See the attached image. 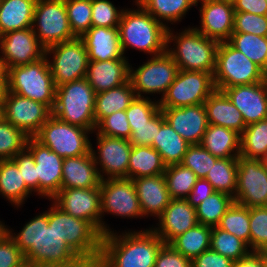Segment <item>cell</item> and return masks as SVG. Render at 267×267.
Segmentation results:
<instances>
[{"instance_id": "6125c7cd", "label": "cell", "mask_w": 267, "mask_h": 267, "mask_svg": "<svg viewBox=\"0 0 267 267\" xmlns=\"http://www.w3.org/2000/svg\"><path fill=\"white\" fill-rule=\"evenodd\" d=\"M233 267H263L262 257L257 251H251L247 256L235 261Z\"/></svg>"}, {"instance_id": "74e56055", "label": "cell", "mask_w": 267, "mask_h": 267, "mask_svg": "<svg viewBox=\"0 0 267 267\" xmlns=\"http://www.w3.org/2000/svg\"><path fill=\"white\" fill-rule=\"evenodd\" d=\"M267 153V118L247 125L240 134V156L261 160Z\"/></svg>"}, {"instance_id": "30bf717a", "label": "cell", "mask_w": 267, "mask_h": 267, "mask_svg": "<svg viewBox=\"0 0 267 267\" xmlns=\"http://www.w3.org/2000/svg\"><path fill=\"white\" fill-rule=\"evenodd\" d=\"M216 90L213 74L202 71H178L175 80L159 101L160 108H179L204 103Z\"/></svg>"}, {"instance_id": "9c48e42d", "label": "cell", "mask_w": 267, "mask_h": 267, "mask_svg": "<svg viewBox=\"0 0 267 267\" xmlns=\"http://www.w3.org/2000/svg\"><path fill=\"white\" fill-rule=\"evenodd\" d=\"M90 130L60 121L53 115L34 138L62 158L76 157L91 151ZM88 134V135H87Z\"/></svg>"}, {"instance_id": "7bdbcfd3", "label": "cell", "mask_w": 267, "mask_h": 267, "mask_svg": "<svg viewBox=\"0 0 267 267\" xmlns=\"http://www.w3.org/2000/svg\"><path fill=\"white\" fill-rule=\"evenodd\" d=\"M218 228L230 232L243 240L250 248L249 208L236 202L227 209L222 216Z\"/></svg>"}, {"instance_id": "ee69618b", "label": "cell", "mask_w": 267, "mask_h": 267, "mask_svg": "<svg viewBox=\"0 0 267 267\" xmlns=\"http://www.w3.org/2000/svg\"><path fill=\"white\" fill-rule=\"evenodd\" d=\"M210 248L234 262L251 252L248 249L249 246L243 240L217 226L212 227Z\"/></svg>"}, {"instance_id": "8992f818", "label": "cell", "mask_w": 267, "mask_h": 267, "mask_svg": "<svg viewBox=\"0 0 267 267\" xmlns=\"http://www.w3.org/2000/svg\"><path fill=\"white\" fill-rule=\"evenodd\" d=\"M95 90L86 78L56 87L52 115L71 125L95 131Z\"/></svg>"}, {"instance_id": "ac0fdd59", "label": "cell", "mask_w": 267, "mask_h": 267, "mask_svg": "<svg viewBox=\"0 0 267 267\" xmlns=\"http://www.w3.org/2000/svg\"><path fill=\"white\" fill-rule=\"evenodd\" d=\"M101 215L105 212L121 218L144 217L132 179H102L100 184Z\"/></svg>"}, {"instance_id": "d590c367", "label": "cell", "mask_w": 267, "mask_h": 267, "mask_svg": "<svg viewBox=\"0 0 267 267\" xmlns=\"http://www.w3.org/2000/svg\"><path fill=\"white\" fill-rule=\"evenodd\" d=\"M212 227L197 224L174 238L169 245L191 261L202 252L210 249Z\"/></svg>"}, {"instance_id": "7402d4cb", "label": "cell", "mask_w": 267, "mask_h": 267, "mask_svg": "<svg viewBox=\"0 0 267 267\" xmlns=\"http://www.w3.org/2000/svg\"><path fill=\"white\" fill-rule=\"evenodd\" d=\"M241 112L245 125L267 118V79L255 84L221 89Z\"/></svg>"}, {"instance_id": "94428289", "label": "cell", "mask_w": 267, "mask_h": 267, "mask_svg": "<svg viewBox=\"0 0 267 267\" xmlns=\"http://www.w3.org/2000/svg\"><path fill=\"white\" fill-rule=\"evenodd\" d=\"M235 12H248L256 15H267L266 0H232Z\"/></svg>"}, {"instance_id": "7c38bea8", "label": "cell", "mask_w": 267, "mask_h": 267, "mask_svg": "<svg viewBox=\"0 0 267 267\" xmlns=\"http://www.w3.org/2000/svg\"><path fill=\"white\" fill-rule=\"evenodd\" d=\"M51 54L53 59L48 57ZM45 55L56 87L85 78L89 56L81 38L52 45L45 49Z\"/></svg>"}, {"instance_id": "836d02e7", "label": "cell", "mask_w": 267, "mask_h": 267, "mask_svg": "<svg viewBox=\"0 0 267 267\" xmlns=\"http://www.w3.org/2000/svg\"><path fill=\"white\" fill-rule=\"evenodd\" d=\"M189 146L166 120L161 124L160 130H157L152 143L166 166L180 164Z\"/></svg>"}, {"instance_id": "bcb514c9", "label": "cell", "mask_w": 267, "mask_h": 267, "mask_svg": "<svg viewBox=\"0 0 267 267\" xmlns=\"http://www.w3.org/2000/svg\"><path fill=\"white\" fill-rule=\"evenodd\" d=\"M65 5L71 31L81 38L92 26L91 0H65Z\"/></svg>"}, {"instance_id": "be15d7a7", "label": "cell", "mask_w": 267, "mask_h": 267, "mask_svg": "<svg viewBox=\"0 0 267 267\" xmlns=\"http://www.w3.org/2000/svg\"><path fill=\"white\" fill-rule=\"evenodd\" d=\"M7 90L6 79H0V99H3Z\"/></svg>"}, {"instance_id": "a7ac6f4b", "label": "cell", "mask_w": 267, "mask_h": 267, "mask_svg": "<svg viewBox=\"0 0 267 267\" xmlns=\"http://www.w3.org/2000/svg\"><path fill=\"white\" fill-rule=\"evenodd\" d=\"M261 161L267 168V153L264 155V157L261 159Z\"/></svg>"}, {"instance_id": "d4e9b609", "label": "cell", "mask_w": 267, "mask_h": 267, "mask_svg": "<svg viewBox=\"0 0 267 267\" xmlns=\"http://www.w3.org/2000/svg\"><path fill=\"white\" fill-rule=\"evenodd\" d=\"M143 216L158 218L171 201L164 174L132 179Z\"/></svg>"}, {"instance_id": "5b68a950", "label": "cell", "mask_w": 267, "mask_h": 267, "mask_svg": "<svg viewBox=\"0 0 267 267\" xmlns=\"http://www.w3.org/2000/svg\"><path fill=\"white\" fill-rule=\"evenodd\" d=\"M48 222L89 267L97 265L103 234L92 223L69 215L54 202L48 209Z\"/></svg>"}, {"instance_id": "8d00e7d4", "label": "cell", "mask_w": 267, "mask_h": 267, "mask_svg": "<svg viewBox=\"0 0 267 267\" xmlns=\"http://www.w3.org/2000/svg\"><path fill=\"white\" fill-rule=\"evenodd\" d=\"M196 2L197 0H138L136 3L166 25L165 21L167 24L181 21L191 7L197 6Z\"/></svg>"}, {"instance_id": "f1b7e54d", "label": "cell", "mask_w": 267, "mask_h": 267, "mask_svg": "<svg viewBox=\"0 0 267 267\" xmlns=\"http://www.w3.org/2000/svg\"><path fill=\"white\" fill-rule=\"evenodd\" d=\"M208 123L235 130L241 134L246 128L241 112L221 90H215L203 103Z\"/></svg>"}, {"instance_id": "ab89813d", "label": "cell", "mask_w": 267, "mask_h": 267, "mask_svg": "<svg viewBox=\"0 0 267 267\" xmlns=\"http://www.w3.org/2000/svg\"><path fill=\"white\" fill-rule=\"evenodd\" d=\"M228 42L263 71L267 68V36L233 32Z\"/></svg>"}, {"instance_id": "4fadbf2b", "label": "cell", "mask_w": 267, "mask_h": 267, "mask_svg": "<svg viewBox=\"0 0 267 267\" xmlns=\"http://www.w3.org/2000/svg\"><path fill=\"white\" fill-rule=\"evenodd\" d=\"M179 71L173 58L164 52L152 56L137 69L129 68V81L137 97H145L142 94H161L162 97L173 83Z\"/></svg>"}, {"instance_id": "e7e4bbea", "label": "cell", "mask_w": 267, "mask_h": 267, "mask_svg": "<svg viewBox=\"0 0 267 267\" xmlns=\"http://www.w3.org/2000/svg\"><path fill=\"white\" fill-rule=\"evenodd\" d=\"M262 257L263 267H267V248L257 251Z\"/></svg>"}, {"instance_id": "f5cc1de1", "label": "cell", "mask_w": 267, "mask_h": 267, "mask_svg": "<svg viewBox=\"0 0 267 267\" xmlns=\"http://www.w3.org/2000/svg\"><path fill=\"white\" fill-rule=\"evenodd\" d=\"M165 117L160 110L151 120L141 126H130L131 137L129 142L132 146H151L156 138L157 130H160Z\"/></svg>"}, {"instance_id": "8fae6325", "label": "cell", "mask_w": 267, "mask_h": 267, "mask_svg": "<svg viewBox=\"0 0 267 267\" xmlns=\"http://www.w3.org/2000/svg\"><path fill=\"white\" fill-rule=\"evenodd\" d=\"M32 29L45 49L76 38L69 25L65 0H37Z\"/></svg>"}, {"instance_id": "484cf974", "label": "cell", "mask_w": 267, "mask_h": 267, "mask_svg": "<svg viewBox=\"0 0 267 267\" xmlns=\"http://www.w3.org/2000/svg\"><path fill=\"white\" fill-rule=\"evenodd\" d=\"M128 59L89 61L85 78L95 93L119 87L129 81Z\"/></svg>"}, {"instance_id": "c3c4849f", "label": "cell", "mask_w": 267, "mask_h": 267, "mask_svg": "<svg viewBox=\"0 0 267 267\" xmlns=\"http://www.w3.org/2000/svg\"><path fill=\"white\" fill-rule=\"evenodd\" d=\"M250 250L267 248V207L249 208Z\"/></svg>"}, {"instance_id": "d6986e66", "label": "cell", "mask_w": 267, "mask_h": 267, "mask_svg": "<svg viewBox=\"0 0 267 267\" xmlns=\"http://www.w3.org/2000/svg\"><path fill=\"white\" fill-rule=\"evenodd\" d=\"M26 149L32 154L36 163V195L52 199L61 190L64 158L34 137H29Z\"/></svg>"}, {"instance_id": "db71d44e", "label": "cell", "mask_w": 267, "mask_h": 267, "mask_svg": "<svg viewBox=\"0 0 267 267\" xmlns=\"http://www.w3.org/2000/svg\"><path fill=\"white\" fill-rule=\"evenodd\" d=\"M233 32L267 36V15H256L248 12H235Z\"/></svg>"}, {"instance_id": "277c9868", "label": "cell", "mask_w": 267, "mask_h": 267, "mask_svg": "<svg viewBox=\"0 0 267 267\" xmlns=\"http://www.w3.org/2000/svg\"><path fill=\"white\" fill-rule=\"evenodd\" d=\"M171 43L173 46L176 45L175 48H169ZM219 43L215 39L206 37L195 27L189 26L177 34H174L169 27L166 52L173 58L180 70L214 74Z\"/></svg>"}, {"instance_id": "11a10c76", "label": "cell", "mask_w": 267, "mask_h": 267, "mask_svg": "<svg viewBox=\"0 0 267 267\" xmlns=\"http://www.w3.org/2000/svg\"><path fill=\"white\" fill-rule=\"evenodd\" d=\"M24 254L16 246L9 234L0 233V267H26Z\"/></svg>"}, {"instance_id": "60d3db41", "label": "cell", "mask_w": 267, "mask_h": 267, "mask_svg": "<svg viewBox=\"0 0 267 267\" xmlns=\"http://www.w3.org/2000/svg\"><path fill=\"white\" fill-rule=\"evenodd\" d=\"M164 178L172 199H186L196 181V174L182 164L166 166Z\"/></svg>"}, {"instance_id": "4316f807", "label": "cell", "mask_w": 267, "mask_h": 267, "mask_svg": "<svg viewBox=\"0 0 267 267\" xmlns=\"http://www.w3.org/2000/svg\"><path fill=\"white\" fill-rule=\"evenodd\" d=\"M88 52L89 61L127 59L122 52L118 27H90L81 37Z\"/></svg>"}, {"instance_id": "91938a15", "label": "cell", "mask_w": 267, "mask_h": 267, "mask_svg": "<svg viewBox=\"0 0 267 267\" xmlns=\"http://www.w3.org/2000/svg\"><path fill=\"white\" fill-rule=\"evenodd\" d=\"M214 192L215 190L209 181L204 178H199L186 200L192 207L196 208L203 200Z\"/></svg>"}, {"instance_id": "cb8c5ba5", "label": "cell", "mask_w": 267, "mask_h": 267, "mask_svg": "<svg viewBox=\"0 0 267 267\" xmlns=\"http://www.w3.org/2000/svg\"><path fill=\"white\" fill-rule=\"evenodd\" d=\"M159 219V227L151 228L164 242L169 244L174 238L198 224L196 208L186 199H171Z\"/></svg>"}, {"instance_id": "ffe728a7", "label": "cell", "mask_w": 267, "mask_h": 267, "mask_svg": "<svg viewBox=\"0 0 267 267\" xmlns=\"http://www.w3.org/2000/svg\"><path fill=\"white\" fill-rule=\"evenodd\" d=\"M0 50L6 70L33 63L45 56V48L38 41L32 27L0 36Z\"/></svg>"}, {"instance_id": "4dcf8cb0", "label": "cell", "mask_w": 267, "mask_h": 267, "mask_svg": "<svg viewBox=\"0 0 267 267\" xmlns=\"http://www.w3.org/2000/svg\"><path fill=\"white\" fill-rule=\"evenodd\" d=\"M37 0H0V36L32 27Z\"/></svg>"}, {"instance_id": "83f0119b", "label": "cell", "mask_w": 267, "mask_h": 267, "mask_svg": "<svg viewBox=\"0 0 267 267\" xmlns=\"http://www.w3.org/2000/svg\"><path fill=\"white\" fill-rule=\"evenodd\" d=\"M91 151L88 154L64 158L61 189L100 187L98 173Z\"/></svg>"}, {"instance_id": "603a6c76", "label": "cell", "mask_w": 267, "mask_h": 267, "mask_svg": "<svg viewBox=\"0 0 267 267\" xmlns=\"http://www.w3.org/2000/svg\"><path fill=\"white\" fill-rule=\"evenodd\" d=\"M165 120L190 145L200 144L208 128L203 103L179 108H161Z\"/></svg>"}, {"instance_id": "7a4b0ae2", "label": "cell", "mask_w": 267, "mask_h": 267, "mask_svg": "<svg viewBox=\"0 0 267 267\" xmlns=\"http://www.w3.org/2000/svg\"><path fill=\"white\" fill-rule=\"evenodd\" d=\"M163 240L151 229L114 230L102 237L101 254L95 267H154Z\"/></svg>"}, {"instance_id": "2e32d148", "label": "cell", "mask_w": 267, "mask_h": 267, "mask_svg": "<svg viewBox=\"0 0 267 267\" xmlns=\"http://www.w3.org/2000/svg\"><path fill=\"white\" fill-rule=\"evenodd\" d=\"M52 116L45 104L6 90L3 98V118L27 136L34 137Z\"/></svg>"}, {"instance_id": "b9f144b4", "label": "cell", "mask_w": 267, "mask_h": 267, "mask_svg": "<svg viewBox=\"0 0 267 267\" xmlns=\"http://www.w3.org/2000/svg\"><path fill=\"white\" fill-rule=\"evenodd\" d=\"M233 202L232 196L215 191L196 207L198 223L211 227L217 226Z\"/></svg>"}, {"instance_id": "816d5d0a", "label": "cell", "mask_w": 267, "mask_h": 267, "mask_svg": "<svg viewBox=\"0 0 267 267\" xmlns=\"http://www.w3.org/2000/svg\"><path fill=\"white\" fill-rule=\"evenodd\" d=\"M94 132L110 137L129 139L131 137V128L125 110L104 117L96 125Z\"/></svg>"}, {"instance_id": "681fc988", "label": "cell", "mask_w": 267, "mask_h": 267, "mask_svg": "<svg viewBox=\"0 0 267 267\" xmlns=\"http://www.w3.org/2000/svg\"><path fill=\"white\" fill-rule=\"evenodd\" d=\"M160 110L159 101H152L150 97H136L125 113L130 126H141L151 120Z\"/></svg>"}, {"instance_id": "f35d334b", "label": "cell", "mask_w": 267, "mask_h": 267, "mask_svg": "<svg viewBox=\"0 0 267 267\" xmlns=\"http://www.w3.org/2000/svg\"><path fill=\"white\" fill-rule=\"evenodd\" d=\"M237 172V158H219L204 179L212 184L215 191L234 198L237 187Z\"/></svg>"}, {"instance_id": "6f0895ef", "label": "cell", "mask_w": 267, "mask_h": 267, "mask_svg": "<svg viewBox=\"0 0 267 267\" xmlns=\"http://www.w3.org/2000/svg\"><path fill=\"white\" fill-rule=\"evenodd\" d=\"M154 267H192L191 260L175 251L169 244H163L158 251Z\"/></svg>"}, {"instance_id": "3957f363", "label": "cell", "mask_w": 267, "mask_h": 267, "mask_svg": "<svg viewBox=\"0 0 267 267\" xmlns=\"http://www.w3.org/2000/svg\"><path fill=\"white\" fill-rule=\"evenodd\" d=\"M135 5L137 9L123 10L118 25L123 55L129 47L152 54L151 56L166 52L168 25L157 21L138 3L135 2Z\"/></svg>"}, {"instance_id": "44dd1931", "label": "cell", "mask_w": 267, "mask_h": 267, "mask_svg": "<svg viewBox=\"0 0 267 267\" xmlns=\"http://www.w3.org/2000/svg\"><path fill=\"white\" fill-rule=\"evenodd\" d=\"M201 3V26L195 27L208 38L228 41L233 33L234 7L232 0H197Z\"/></svg>"}, {"instance_id": "003e7915", "label": "cell", "mask_w": 267, "mask_h": 267, "mask_svg": "<svg viewBox=\"0 0 267 267\" xmlns=\"http://www.w3.org/2000/svg\"><path fill=\"white\" fill-rule=\"evenodd\" d=\"M3 118V99H0V120Z\"/></svg>"}, {"instance_id": "e575fe53", "label": "cell", "mask_w": 267, "mask_h": 267, "mask_svg": "<svg viewBox=\"0 0 267 267\" xmlns=\"http://www.w3.org/2000/svg\"><path fill=\"white\" fill-rule=\"evenodd\" d=\"M166 165L151 146H133L129 157L128 179L164 174Z\"/></svg>"}, {"instance_id": "9f6ffc18", "label": "cell", "mask_w": 267, "mask_h": 267, "mask_svg": "<svg viewBox=\"0 0 267 267\" xmlns=\"http://www.w3.org/2000/svg\"><path fill=\"white\" fill-rule=\"evenodd\" d=\"M12 160L17 164L26 186L36 192V163L32 154L25 149L17 153Z\"/></svg>"}, {"instance_id": "ba28073f", "label": "cell", "mask_w": 267, "mask_h": 267, "mask_svg": "<svg viewBox=\"0 0 267 267\" xmlns=\"http://www.w3.org/2000/svg\"><path fill=\"white\" fill-rule=\"evenodd\" d=\"M264 71L228 41L219 43L213 74L217 90L265 81Z\"/></svg>"}, {"instance_id": "680465c9", "label": "cell", "mask_w": 267, "mask_h": 267, "mask_svg": "<svg viewBox=\"0 0 267 267\" xmlns=\"http://www.w3.org/2000/svg\"><path fill=\"white\" fill-rule=\"evenodd\" d=\"M192 267H233L234 261L215 252L211 248L191 261Z\"/></svg>"}, {"instance_id": "52a82bcc", "label": "cell", "mask_w": 267, "mask_h": 267, "mask_svg": "<svg viewBox=\"0 0 267 267\" xmlns=\"http://www.w3.org/2000/svg\"><path fill=\"white\" fill-rule=\"evenodd\" d=\"M7 91L47 105L53 110L56 86L45 55L40 60L7 69Z\"/></svg>"}, {"instance_id": "e0dca14e", "label": "cell", "mask_w": 267, "mask_h": 267, "mask_svg": "<svg viewBox=\"0 0 267 267\" xmlns=\"http://www.w3.org/2000/svg\"><path fill=\"white\" fill-rule=\"evenodd\" d=\"M96 136L98 149L97 151L93 150L94 147L91 143V153L96 166L100 165L97 168L101 179H128L129 157L133 147L129 139L110 137L98 133H96Z\"/></svg>"}, {"instance_id": "f907efd6", "label": "cell", "mask_w": 267, "mask_h": 267, "mask_svg": "<svg viewBox=\"0 0 267 267\" xmlns=\"http://www.w3.org/2000/svg\"><path fill=\"white\" fill-rule=\"evenodd\" d=\"M92 27H118L124 9H119L109 0H91Z\"/></svg>"}, {"instance_id": "9a60e30c", "label": "cell", "mask_w": 267, "mask_h": 267, "mask_svg": "<svg viewBox=\"0 0 267 267\" xmlns=\"http://www.w3.org/2000/svg\"><path fill=\"white\" fill-rule=\"evenodd\" d=\"M237 187L234 202L252 207H267V168L261 160L237 158Z\"/></svg>"}, {"instance_id": "1f68e13d", "label": "cell", "mask_w": 267, "mask_h": 267, "mask_svg": "<svg viewBox=\"0 0 267 267\" xmlns=\"http://www.w3.org/2000/svg\"><path fill=\"white\" fill-rule=\"evenodd\" d=\"M136 97L130 81L119 87L97 93L94 108L96 125L104 117L126 110Z\"/></svg>"}, {"instance_id": "f546056e", "label": "cell", "mask_w": 267, "mask_h": 267, "mask_svg": "<svg viewBox=\"0 0 267 267\" xmlns=\"http://www.w3.org/2000/svg\"><path fill=\"white\" fill-rule=\"evenodd\" d=\"M200 145L217 158L240 156V134L230 128L209 124Z\"/></svg>"}, {"instance_id": "d6a6232c", "label": "cell", "mask_w": 267, "mask_h": 267, "mask_svg": "<svg viewBox=\"0 0 267 267\" xmlns=\"http://www.w3.org/2000/svg\"><path fill=\"white\" fill-rule=\"evenodd\" d=\"M30 194L17 164L12 159L0 160V195L18 208Z\"/></svg>"}, {"instance_id": "5bb4252c", "label": "cell", "mask_w": 267, "mask_h": 267, "mask_svg": "<svg viewBox=\"0 0 267 267\" xmlns=\"http://www.w3.org/2000/svg\"><path fill=\"white\" fill-rule=\"evenodd\" d=\"M51 201L69 215L92 223L103 235L112 232L102 221L100 187L61 189Z\"/></svg>"}, {"instance_id": "03108f58", "label": "cell", "mask_w": 267, "mask_h": 267, "mask_svg": "<svg viewBox=\"0 0 267 267\" xmlns=\"http://www.w3.org/2000/svg\"><path fill=\"white\" fill-rule=\"evenodd\" d=\"M7 70L4 66L3 60L0 57V79H6Z\"/></svg>"}, {"instance_id": "6da1fadb", "label": "cell", "mask_w": 267, "mask_h": 267, "mask_svg": "<svg viewBox=\"0 0 267 267\" xmlns=\"http://www.w3.org/2000/svg\"><path fill=\"white\" fill-rule=\"evenodd\" d=\"M4 230L31 267H89L49 225L48 211L35 216L17 234L6 226Z\"/></svg>"}, {"instance_id": "f6af8a7d", "label": "cell", "mask_w": 267, "mask_h": 267, "mask_svg": "<svg viewBox=\"0 0 267 267\" xmlns=\"http://www.w3.org/2000/svg\"><path fill=\"white\" fill-rule=\"evenodd\" d=\"M27 136L18 127L4 118L0 120V160L12 159L17 153L26 149Z\"/></svg>"}, {"instance_id": "7dc6e473", "label": "cell", "mask_w": 267, "mask_h": 267, "mask_svg": "<svg viewBox=\"0 0 267 267\" xmlns=\"http://www.w3.org/2000/svg\"><path fill=\"white\" fill-rule=\"evenodd\" d=\"M218 159L200 144L190 145L180 164L191 169L198 178H205Z\"/></svg>"}, {"instance_id": "2644e50d", "label": "cell", "mask_w": 267, "mask_h": 267, "mask_svg": "<svg viewBox=\"0 0 267 267\" xmlns=\"http://www.w3.org/2000/svg\"><path fill=\"white\" fill-rule=\"evenodd\" d=\"M264 74H265V76H266V78H267V68H266V70L264 71Z\"/></svg>"}, {"instance_id": "89a4df30", "label": "cell", "mask_w": 267, "mask_h": 267, "mask_svg": "<svg viewBox=\"0 0 267 267\" xmlns=\"http://www.w3.org/2000/svg\"><path fill=\"white\" fill-rule=\"evenodd\" d=\"M4 226L5 224L2 221H0V233L4 230Z\"/></svg>"}]
</instances>
